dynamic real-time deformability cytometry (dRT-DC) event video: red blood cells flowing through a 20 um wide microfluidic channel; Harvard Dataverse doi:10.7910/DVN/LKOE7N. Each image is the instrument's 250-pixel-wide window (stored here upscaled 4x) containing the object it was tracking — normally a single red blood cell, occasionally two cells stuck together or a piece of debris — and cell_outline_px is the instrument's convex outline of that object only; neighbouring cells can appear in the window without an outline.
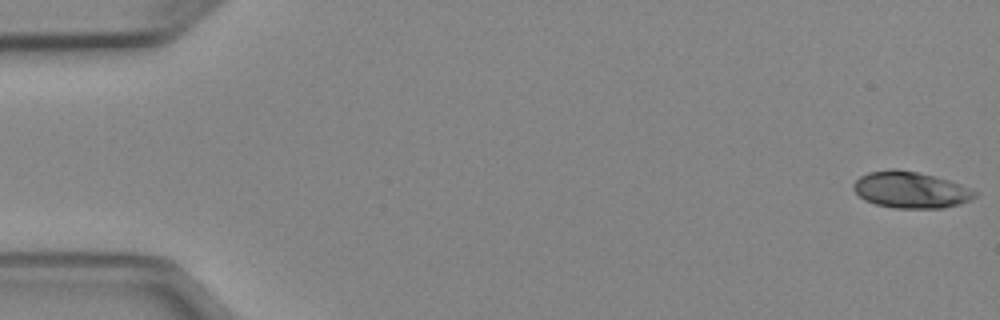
{"species": "Egyptian fruit bat (a non-hibernating species)", "species_latin": "Rousettus aegyptiacus", "temperature_condition": "cold", "stored_images_in_passage": 51, "camera_frame_rate_fps": 3000, "um_per_image_px": 0.085, "animal": {"sex": "female"}, "frame": {"image": 1, "passage_image": 1, "time_ms": 0.0, "image_size_px": [1000, 320], "cell_outline_px": [[976, 196], [960, 204], [944, 208], [896, 208], [876, 204], [864, 200], [852, 188], [852, 184], [860, 176], [868, 172], [888, 168], [896, 168], [936, 176], [960, 184], [976, 192]], "centroid_in_image_um": [77.36, 16.13], "position_along_channel_um": 7.6, "area_um2": 25.78}}
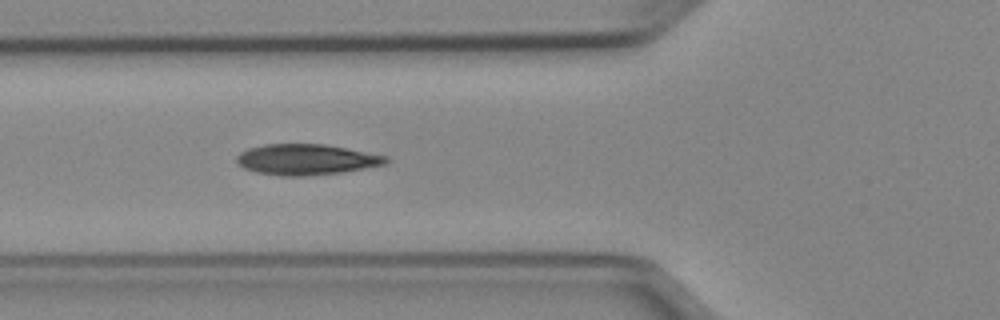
{"frame": {"image": 2, "passage_image": 19, "time_ms": 6.0, "image_size_px": [1000, 320], "cell_outline_px": [[388, 164], [340, 172], [304, 176], [284, 176], [256, 172], [244, 168], [236, 164], [236, 156], [240, 152], [248, 148], [264, 144], [324, 144], [388, 156]], "centroid_in_image_um": [26.0, 13.55], "position_along_channel_um": 99.8, "area_um2": 26.7}}
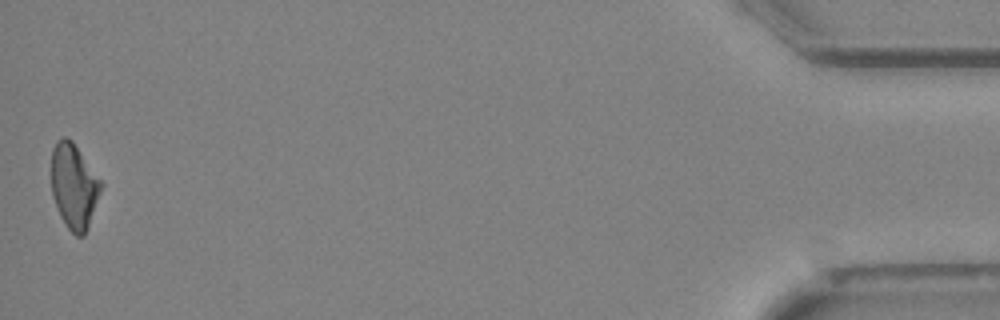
{"frame": {"image": 3, "passage_image": 51, "time_ms": 16.667, "image_size_px": [1000, 320], "cell_outline_px": [[104, 184], [84, 236], [76, 236], [68, 228], [60, 216], [52, 196], [52, 148], [56, 140], [60, 136], [64, 136], [72, 140]], "centroid_in_image_um": [6.29, 15.79], "position_along_channel_um": 428.9, "area_um2": 24.62}, "authors_computed_cell_mechanics": {"area_um2": 25.7788, "velocity_mm_per_s": 3.963, "shape_relaxation_time_tau1_ms": 4.3641, "shape_relaxation_time_tau2_ms": 2.7955, "deformation_change_tau1": 0.1628, "deformation_change_tau2": 0.0883}}